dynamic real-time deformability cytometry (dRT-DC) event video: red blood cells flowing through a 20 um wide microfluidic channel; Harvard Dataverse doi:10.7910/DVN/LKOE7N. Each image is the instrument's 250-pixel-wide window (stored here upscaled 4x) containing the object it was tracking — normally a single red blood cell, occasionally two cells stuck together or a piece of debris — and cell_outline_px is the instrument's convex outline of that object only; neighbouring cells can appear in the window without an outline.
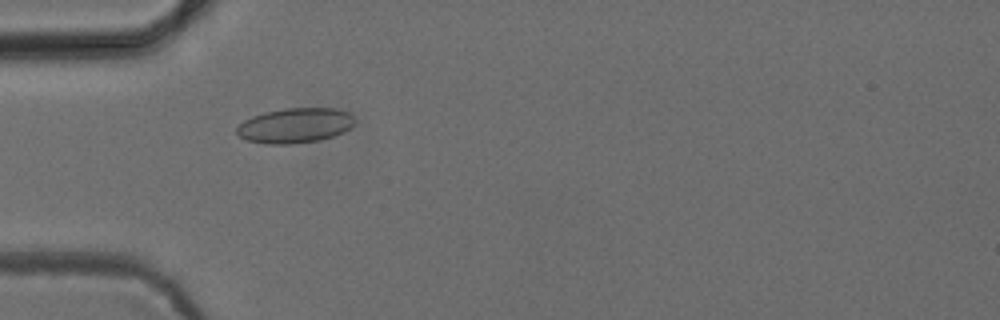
{"species": "common noctule bat (a hibernating species)", "species_latin": "Nyctalus noctula", "temperature_condition": "cold", "stored_images_in_passage": 53, "camera_frame_rate_fps": 3000, "um_per_image_px": 0.085, "animal": {"sex": "female", "body_mass_g": 24.6, "forearm_length_mm": 56.2}, "frame": {"image": 1, "passage_image": 17, "time_ms": 5.333, "image_size_px": [1000, 320], "cell_outline_px": [[356, 120], [344, 132], [320, 140], [292, 144], [268, 144], [248, 140], [240, 136], [236, 132], [236, 128], [244, 120], [252, 116], [264, 112], [284, 108], [332, 108], [348, 112]], "centroid_in_image_um": [25.07, 10.66], "position_along_channel_um": 59.9, "area_um2": 23.93}}
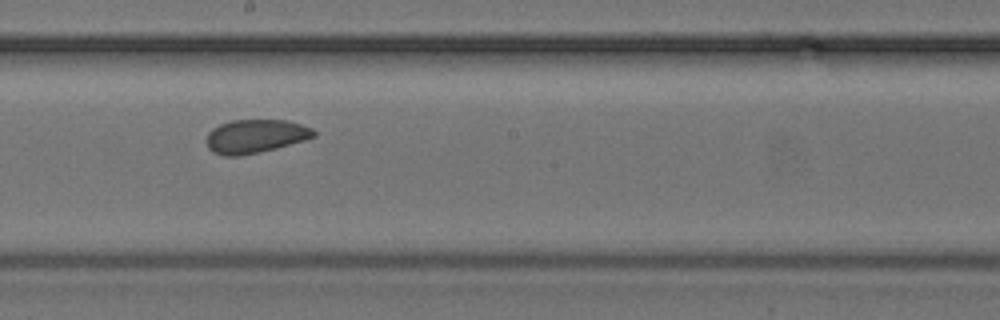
{"frame": {"image": 2, "passage_image": 30, "time_ms": 9.667, "image_size_px": [1000, 320], "cell_outline_px": [[316, 136], [304, 140], [276, 148], [260, 152], [240, 156], [224, 156], [212, 152], [208, 148], [208, 132], [212, 128], [220, 124], [232, 120], [288, 120], [312, 128], [316, 132]], "centroid_in_image_um": [21.71, 11.58], "position_along_channel_um": 226.5, "area_um2": 20.98}}
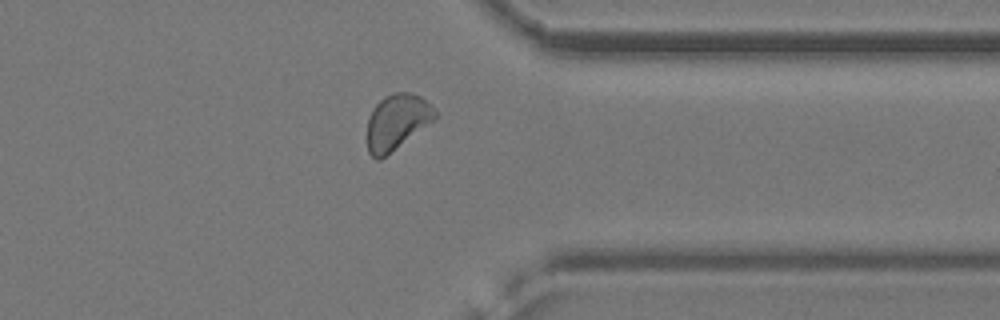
{"frame": {"image": 3, "passage_image": 42, "time_ms": 13.667, "image_size_px": [1000, 320], "cell_outline_px": [[436, 116], [432, 120], [380, 160], [376, 160], [368, 152], [368, 116], [372, 108], [384, 96], [392, 92], [408, 92], [420, 96], [432, 104], [436, 112]], "centroid_in_image_um": [33.7, 10.32], "position_along_channel_um": 377.7, "area_um2": 21.56}, "authors_computed_cell_mechanics": {"area_um2": 21.8484, "velocity_mm_per_s": 3.9112, "shape_relaxation_time_tau1_ms": null, "shape_relaxation_time_tau2_ms": 2.4811, "deformation_change_tau1": null, "deformation_change_tau2": 0.0471}}